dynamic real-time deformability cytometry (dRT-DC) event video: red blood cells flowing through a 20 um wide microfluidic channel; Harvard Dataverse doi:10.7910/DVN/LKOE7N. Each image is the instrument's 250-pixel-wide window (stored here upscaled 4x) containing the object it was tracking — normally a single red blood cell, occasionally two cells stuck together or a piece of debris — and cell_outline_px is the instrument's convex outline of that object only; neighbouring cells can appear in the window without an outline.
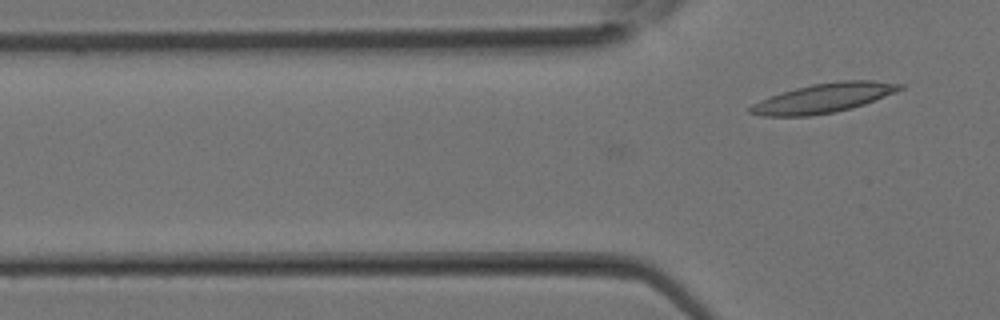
{"species": "Egyptian fruit bat (a non-hibernating species)", "species_latin": "Rousettus aegyptiacus", "temperature_condition": "room temperature", "stored_images_in_passage": 2, "camera_frame_rate_fps": 3000, "um_per_image_px": 0.085, "animal": {"sex": "female"}, "frame": {"image": 1, "passage_image": 2, "time_ms": 0.333, "image_size_px": [1000, 320], "cell_outline_px": [[904, 88], [896, 92], [864, 104], [852, 108], [836, 112], [808, 116], [760, 116], [748, 112], [748, 108], [752, 104], [760, 100], [796, 88], [812, 84], [840, 80], [872, 80], [904, 84]], "centroid_in_image_um": [70.03, 8.33], "position_along_channel_um": 55.8, "area_um2": 25.55}}